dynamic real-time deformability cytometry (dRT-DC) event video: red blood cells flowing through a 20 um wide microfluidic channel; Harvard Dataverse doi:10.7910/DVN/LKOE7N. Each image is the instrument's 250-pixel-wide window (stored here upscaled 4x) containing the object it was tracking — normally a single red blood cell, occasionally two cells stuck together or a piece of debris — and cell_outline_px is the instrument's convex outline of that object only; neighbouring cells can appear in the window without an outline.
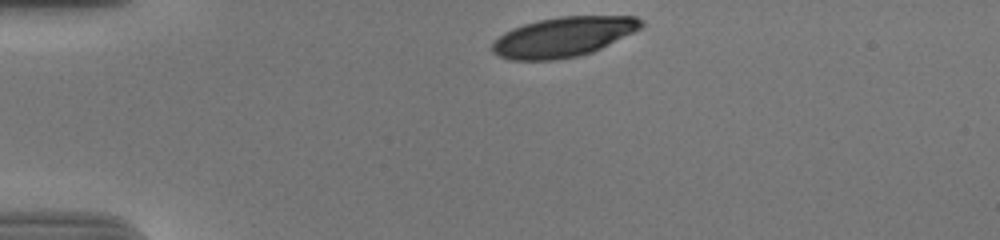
{"species": "human", "species_latin": "Homo sapiens", "temperature_condition": "cold", "stored_images_in_passage": 35, "camera_frame_rate_fps": 3000, "um_per_image_px": 0.085, "donor": {"sex": "male"}, "frame": {"image": 1, "passage_image": 1, "time_ms": 0.0, "image_size_px": [1000, 240], "cell_outline_px": [[644, 24], [640, 28], [592, 52], [576, 56], [556, 60], [508, 60], [492, 52], [492, 44], [504, 32], [512, 28], [524, 24], [540, 20], [560, 16], [636, 16], [644, 20]], "centroid_in_image_um": [47.86, 3.13], "position_along_channel_um": 37.1, "area_um2": 34.28}}
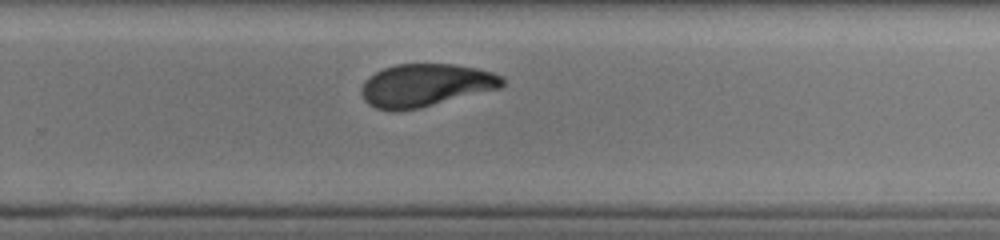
{"frame": {"image": 2, "passage_image": 26, "time_ms": 8.333, "image_size_px": [1000, 240], "cell_outline_px": [[504, 84], [500, 88], [420, 108], [396, 112], [392, 112], [376, 108], [368, 104], [364, 100], [360, 92], [360, 88], [364, 80], [368, 76], [384, 68], [396, 64], [456, 64], [476, 68], [492, 72], [504, 76]], "centroid_in_image_um": [36.14, 7.25], "position_along_channel_um": 293.7, "area_um2": 35.49}}
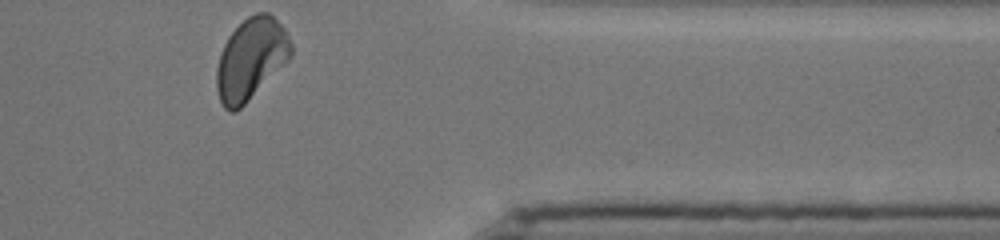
{"frame": {"image": 3, "passage_image": 35, "time_ms": 11.333, "image_size_px": [1000, 240], "cell_outline_px": [[292, 56], [236, 112], [228, 112], [224, 108], [220, 100], [216, 88], [216, 68], [220, 52], [228, 36], [248, 16], [256, 12], [268, 12], [284, 28], [292, 44]], "centroid_in_image_um": [21.3, 5.01], "position_along_channel_um": 390.1, "area_um2": 35.08}, "authors_computed_cell_mechanics": {"area_um2": 36.2984, "velocity_mm_per_s": 3.6804, "shape_relaxation_time_tau1_ms": 6.0604, "shape_relaxation_time_tau2_ms": 1.5453, "deformation_change_tau1": 0.1906, "deformation_change_tau2": 0.0707}}